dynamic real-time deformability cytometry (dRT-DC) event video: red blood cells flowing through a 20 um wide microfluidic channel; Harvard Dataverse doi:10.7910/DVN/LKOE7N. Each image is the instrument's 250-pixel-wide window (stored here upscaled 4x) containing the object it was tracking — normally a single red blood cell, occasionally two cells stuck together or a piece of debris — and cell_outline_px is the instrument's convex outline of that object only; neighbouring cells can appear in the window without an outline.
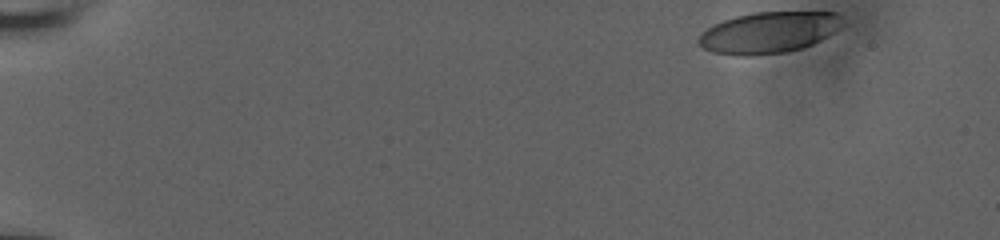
{"species": "human", "species_latin": "Homo sapiens", "temperature_condition": "room temperature", "stored_images_in_passage": 39, "camera_frame_rate_fps": 3000, "um_per_image_px": 0.085, "donor": {"sex": "male"}, "frame": {"image": 1, "passage_image": 1, "time_ms": 0.0, "image_size_px": [1000, 240], "cell_outline_px": [[840, 28], [828, 36], [812, 44], [800, 48], [784, 52], [752, 56], [740, 56], [712, 52], [704, 48], [696, 40], [700, 32], [712, 24], [736, 16], [752, 12], [836, 12], [840, 16]], "centroid_in_image_um": [65.28, 2.76], "position_along_channel_um": 19.7, "area_um2": 34.62}}
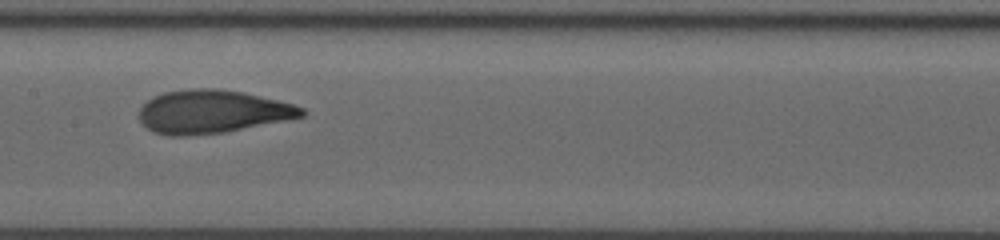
{"frame": {"image": 2, "passage_image": 22, "time_ms": 7.0, "image_size_px": [1000, 240], "cell_outline_px": [[308, 112], [304, 116], [224, 132], [184, 136], [168, 136], [152, 132], [140, 120], [140, 108], [152, 96], [164, 92], [188, 88], [220, 88], [244, 92], [292, 104], [304, 108]], "centroid_in_image_um": [18.02, 9.48], "position_along_channel_um": 189.4, "area_um2": 40.92}}
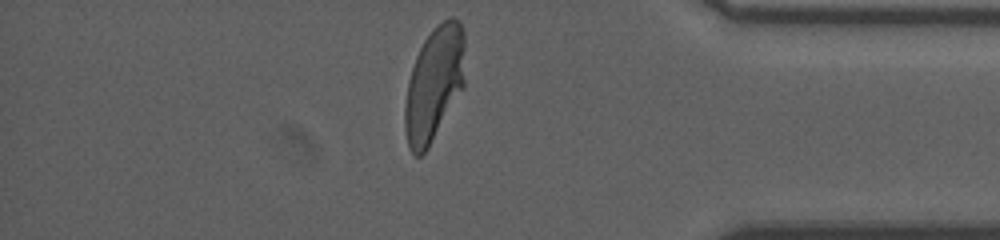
{"frame": {"image": 3, "passage_image": 38, "time_ms": 12.333, "image_size_px": [1000, 240], "cell_outline_px": [[464, 88], [428, 148], [420, 156], [412, 156], [408, 148], [404, 128], [404, 108], [408, 80], [416, 56], [424, 40], [444, 20], [452, 16], [460, 20], [464, 32]], "centroid_in_image_um": [36.9, 7.18], "position_along_channel_um": 398.3, "area_um2": 40.29}, "authors_computed_cell_mechanics": {"area_um2": 39.6508, "velocity_mm_per_s": 3.8355, "shape_relaxation_time_tau1_ms": 4.4437, "shape_relaxation_time_tau2_ms": 1.0943, "deformation_change_tau1": 0.2093, "deformation_change_tau2": 0.0727}}